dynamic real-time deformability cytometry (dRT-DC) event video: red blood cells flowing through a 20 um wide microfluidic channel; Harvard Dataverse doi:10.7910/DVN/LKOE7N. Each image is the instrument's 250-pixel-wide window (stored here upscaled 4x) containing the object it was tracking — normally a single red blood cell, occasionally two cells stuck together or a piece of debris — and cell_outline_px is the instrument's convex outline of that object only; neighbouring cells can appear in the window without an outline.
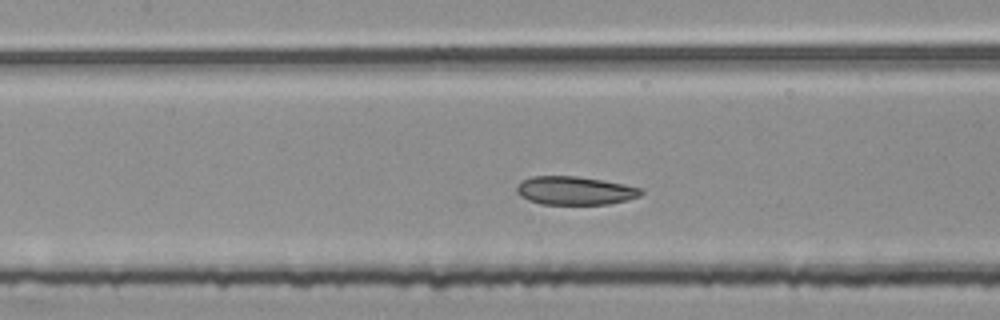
{"species": "common noctule bat (a hibernating species)", "species_latin": "Nyctalus noctula", "temperature_condition": "room temperature", "stored_images_in_passage": 44, "segment_of_instrument_passage": [2, 2], "camera_frame_rate_fps": 3000, "um_per_image_px": 0.085, "animal": {"sex": "female", "body_mass_g": 25.1}, "frame": {"image": 1, "passage_image": 18, "time_ms": 5.667, "image_size_px": [1000, 320], "cell_outline_px": [[644, 192], [640, 196], [628, 200], [608, 204], [540, 204], [528, 200], [520, 196], [516, 192], [516, 188], [520, 180], [532, 176], [576, 176], [624, 184], [644, 188]], "centroid_in_image_um": [48.86, 16.2], "position_along_channel_um": 158.5, "area_um2": 20.75}}
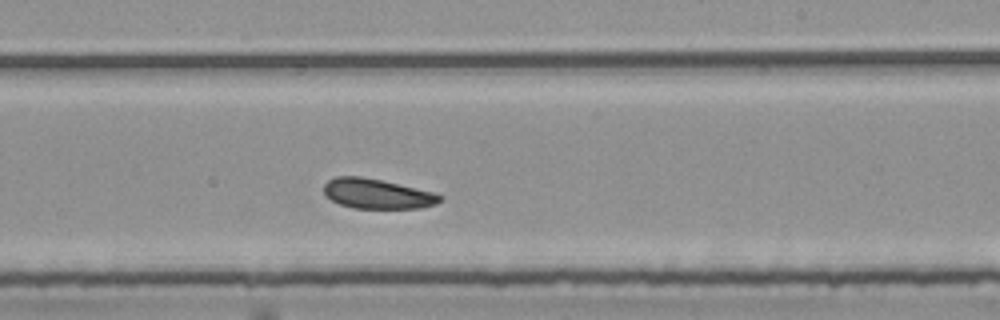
{"frame": {"image": 2, "passage_image": 26, "time_ms": 8.333, "image_size_px": [1000, 320], "cell_outline_px": [[444, 200], [436, 204], [420, 208], [352, 208], [340, 204], [332, 200], [324, 192], [324, 184], [328, 180], [336, 176], [360, 176], [380, 180], [432, 192], [444, 196]], "centroid_in_image_um": [32.07, 16.47], "position_along_channel_um": 256.9, "area_um2": 20.06}}
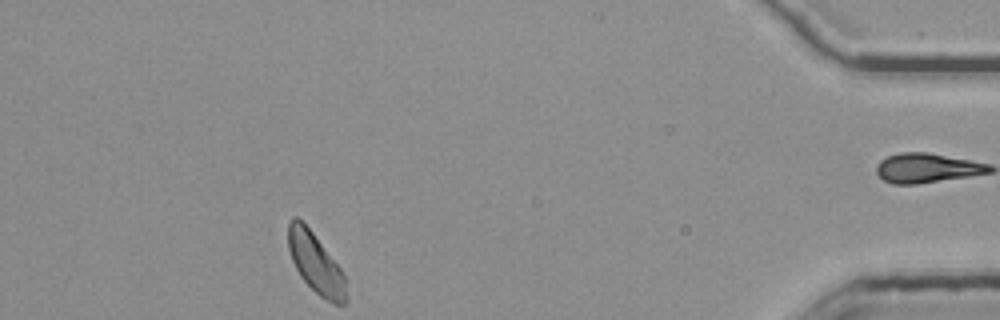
{"frame": {"image": 3, "passage_image": 43, "time_ms": 14.0, "image_size_px": [1000, 320], "cell_outline_px": [[344, 304], [332, 304], [324, 300], [300, 276], [292, 260], [288, 248], [288, 220], [292, 216], [296, 216], [312, 232], [340, 268], [344, 276]], "centroid_in_image_um": [26.78, 22.35], "position_along_channel_um": 408.4, "area_um2": 19.71}}